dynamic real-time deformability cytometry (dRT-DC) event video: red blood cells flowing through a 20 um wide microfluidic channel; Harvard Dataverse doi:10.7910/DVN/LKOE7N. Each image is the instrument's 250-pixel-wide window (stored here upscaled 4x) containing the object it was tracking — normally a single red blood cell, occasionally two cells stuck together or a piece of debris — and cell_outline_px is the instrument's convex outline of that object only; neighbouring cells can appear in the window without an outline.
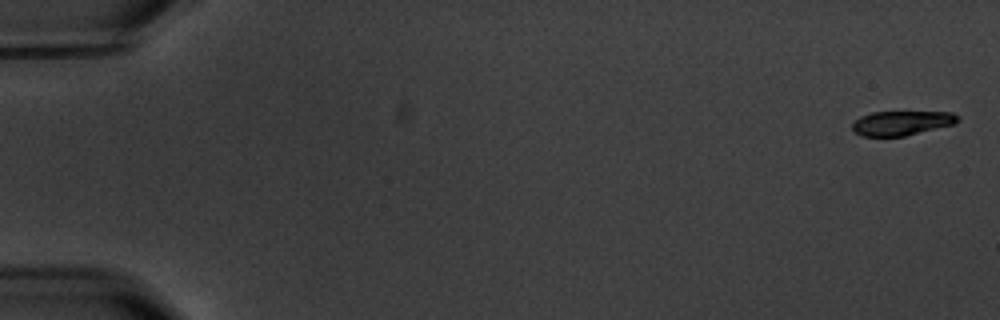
{"species": "common noctule bat (a hibernating species)", "species_latin": "Nyctalus noctula", "temperature_condition": "warm", "stored_images_in_passage": 7, "camera_frame_rate_fps": 3000, "um_per_image_px": 0.085, "animal": {"sex": "male", "body_mass_g": 20.1, "forearm_length_mm": 53.5}, "frame": {"image": 1, "passage_image": 1, "time_ms": 0.0, "image_size_px": [1000, 320], "cell_outline_px": [[960, 120], [956, 124], [904, 136], [860, 136], [852, 128], [852, 124], [860, 116], [872, 112], [952, 112], [960, 116]], "centroid_in_image_um": [76.68, 10.45], "position_along_channel_um": 8.3, "area_um2": 15.09}}
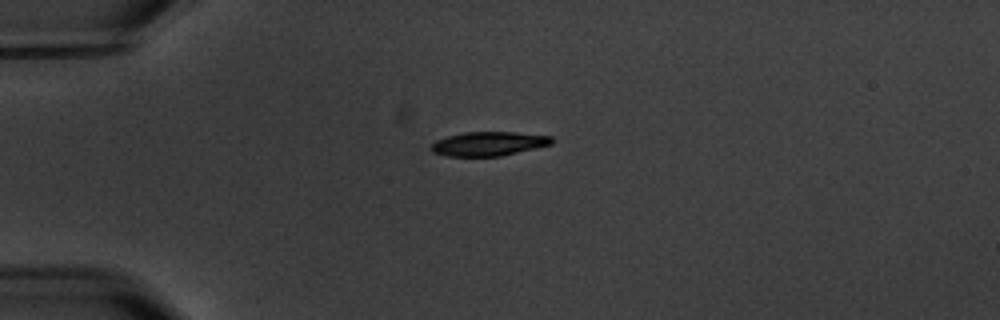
{"frame": {"image": 2, "passage_image": 5, "time_ms": 4.667, "image_size_px": [1000, 320], "cell_outline_px": [[556, 140], [552, 144], [536, 148], [500, 156], [448, 156], [432, 152], [432, 144], [436, 140], [448, 136], [464, 132], [516, 132], [552, 136]], "centroid_in_image_um": [41.58, 12.21], "position_along_channel_um": 43.4, "area_um2": 16.94}}